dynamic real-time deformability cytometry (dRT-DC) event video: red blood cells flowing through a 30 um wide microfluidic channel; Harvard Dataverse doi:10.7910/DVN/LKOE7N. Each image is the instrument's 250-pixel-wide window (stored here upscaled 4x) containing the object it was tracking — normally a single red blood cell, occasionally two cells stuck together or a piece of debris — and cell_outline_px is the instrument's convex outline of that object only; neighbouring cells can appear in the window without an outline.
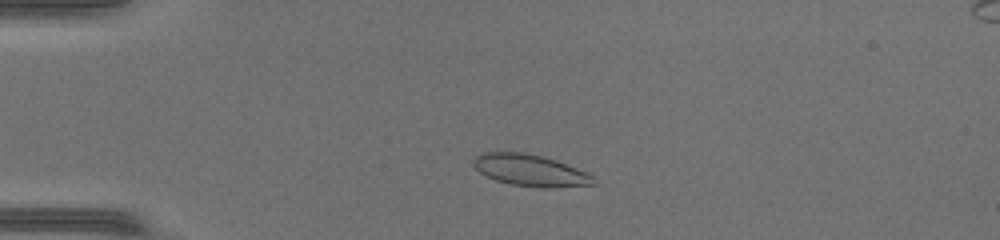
{"species": "common noctule bat (a hibernating species)", "species_latin": "Nyctalus noctula", "temperature_condition": "warm", "stored_images_in_passage": 44, "camera_frame_rate_fps": 3000, "um_per_image_px": 0.085, "animal": {"sex": "female", "body_mass_g": 17.0, "forearm_length_mm": 48.0}, "frame": {"image": 1, "passage_image": 8, "time_ms": 2.333, "image_size_px": [1000, 240], "cell_outline_px": [[596, 184], [552, 188], [540, 188], [512, 184], [496, 180], [480, 172], [472, 164], [472, 160], [480, 152], [524, 152], [556, 160], [588, 172], [592, 176]], "centroid_in_image_um": [45.07, 14.47], "position_along_channel_um": 39.9, "area_um2": 22.14}}
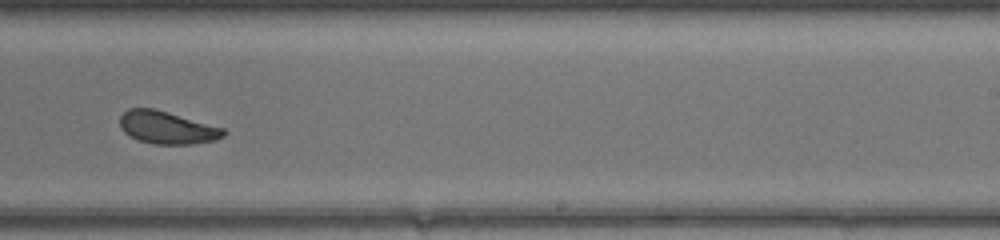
{"frame": {"image": 2, "passage_image": 27, "time_ms": 8.667, "image_size_px": [1000, 240], "cell_outline_px": [[228, 132], [224, 136], [216, 140], [192, 144], [152, 144], [140, 140], [124, 132], [120, 128], [120, 116], [128, 108], [156, 108], [224, 128]], "centroid_in_image_um": [14.22, 10.83], "position_along_channel_um": 274.8, "area_um2": 19.83}}
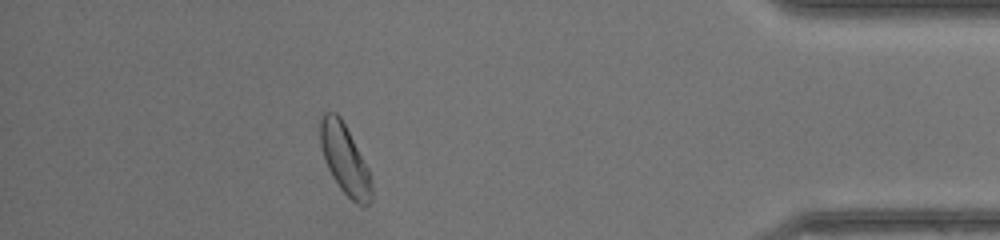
{"frame": {"image": 3, "passage_image": 39, "time_ms": 12.667, "image_size_px": [1000, 240], "cell_outline_px": [[372, 200], [368, 204], [356, 204], [340, 188], [332, 176], [324, 160], [320, 144], [320, 116], [324, 112], [336, 112], [340, 116], [368, 168], [372, 180]], "centroid_in_image_um": [29.3, 13.53], "position_along_channel_um": 405.9, "area_um2": 20.75}, "authors_computed_cell_mechanics": {"area_um2": 20.9236, "velocity_mm_per_s": 4.3695, "shape_relaxation_time_tau1_ms": 2.6733, "shape_relaxation_time_tau2_ms": 0.6756, "deformation_change_tau1": 0.0836, "deformation_change_tau2": 0.0603}}